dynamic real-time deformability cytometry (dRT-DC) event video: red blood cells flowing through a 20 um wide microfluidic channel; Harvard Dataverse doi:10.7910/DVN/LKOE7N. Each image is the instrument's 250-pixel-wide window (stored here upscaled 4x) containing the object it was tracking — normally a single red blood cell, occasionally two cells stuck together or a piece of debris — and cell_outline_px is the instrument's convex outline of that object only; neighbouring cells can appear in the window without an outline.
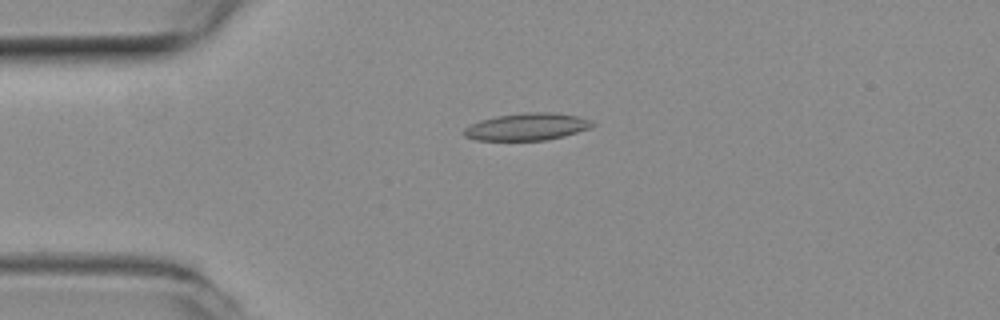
{"species": "common noctule bat (a hibernating species)", "species_latin": "Nyctalus noctula", "temperature_condition": "room temperature", "stored_images_in_passage": 28, "camera_frame_rate_fps": 3000, "um_per_image_px": 0.085, "animal": {"sex": "female", "body_mass_g": 19.3, "forearm_length_mm": 54.1}, "frame": {"image": 1, "passage_image": 1, "time_ms": 0.0, "image_size_px": [1000, 320], "cell_outline_px": [[596, 124], [592, 128], [564, 136], [544, 140], [476, 140], [464, 136], [464, 128], [480, 120], [496, 116], [524, 112], [556, 112], [576, 116], [588, 120]], "centroid_in_image_um": [44.81, 10.77], "position_along_channel_um": 40.2, "area_um2": 20.35}}
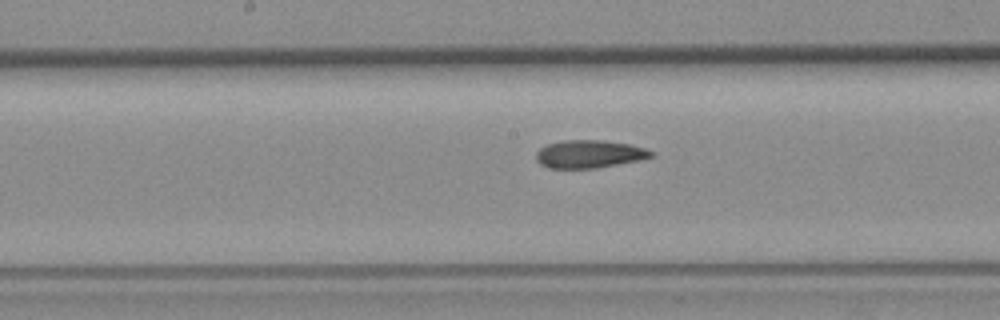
{"frame": {"image": 2, "passage_image": 15, "time_ms": 4.667, "image_size_px": [1000, 320], "cell_outline_px": [[656, 156], [596, 168], [548, 168], [540, 164], [536, 160], [536, 152], [540, 148], [548, 144], [564, 140], [604, 140], [628, 144], [644, 148], [652, 152]], "centroid_in_image_um": [50.05, 13.09], "position_along_channel_um": 198.2, "area_um2": 18.5}}
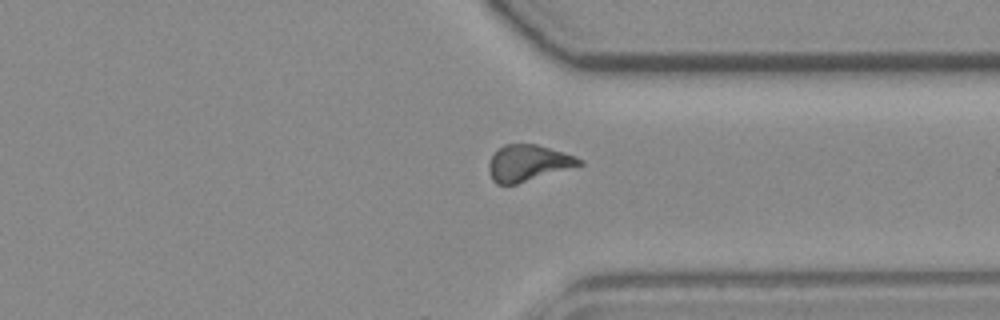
{"frame": {"image": 3, "passage_image": 28, "time_ms": 9.0, "image_size_px": [1000, 320], "cell_outline_px": [[584, 164], [516, 184], [496, 184], [492, 180], [488, 168], [488, 164], [492, 156], [504, 144], [536, 144], [564, 152], [576, 156], [584, 160]], "centroid_in_image_um": [44.9, 13.85], "position_along_channel_um": 366.5, "area_um2": 19.02}, "authors_computed_cell_mechanics": {"area_um2": 18.9584, "velocity_mm_per_s": 3.9057, "shape_relaxation_time_tau1_ms": 7.8276, "shape_relaxation_time_tau2_ms": 3.4437, "deformation_change_tau1": 0.177, "deformation_change_tau2": 0.1195}}